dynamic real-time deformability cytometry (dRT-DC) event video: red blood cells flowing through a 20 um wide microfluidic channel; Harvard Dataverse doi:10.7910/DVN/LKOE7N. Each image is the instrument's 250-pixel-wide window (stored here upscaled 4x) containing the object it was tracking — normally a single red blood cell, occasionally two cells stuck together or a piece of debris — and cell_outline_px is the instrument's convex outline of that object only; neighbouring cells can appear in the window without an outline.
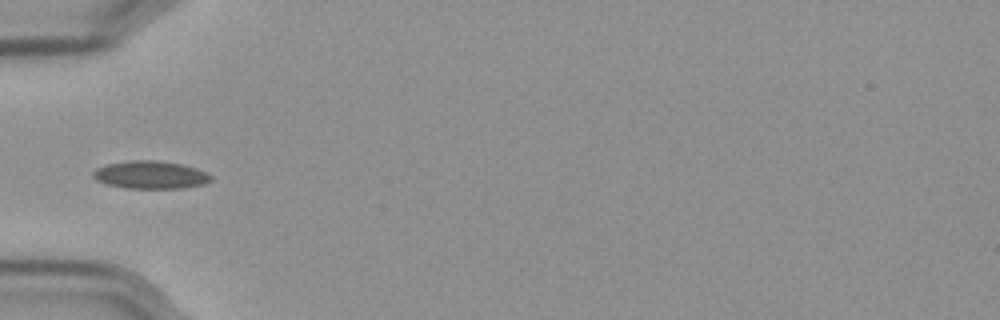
{"species": "Egyptian fruit bat (a non-hibernating species)", "species_latin": "Rousettus aegyptiacus", "temperature_condition": "cold", "stored_images_in_passage": 26, "camera_frame_rate_fps": 3000, "um_per_image_px": 0.085, "frame": {"image": 1, "passage_image": 1, "time_ms": 0.0, "image_size_px": [1000, 320], "cell_outline_px": [[212, 180], [204, 184], [180, 188], [128, 188], [108, 184], [96, 180], [92, 176], [92, 172], [96, 168], [104, 164], [128, 160], [160, 160], [180, 164], [196, 168], [212, 176]], "centroid_in_image_um": [12.75, 14.85], "position_along_channel_um": 72.2, "area_um2": 19.13}}
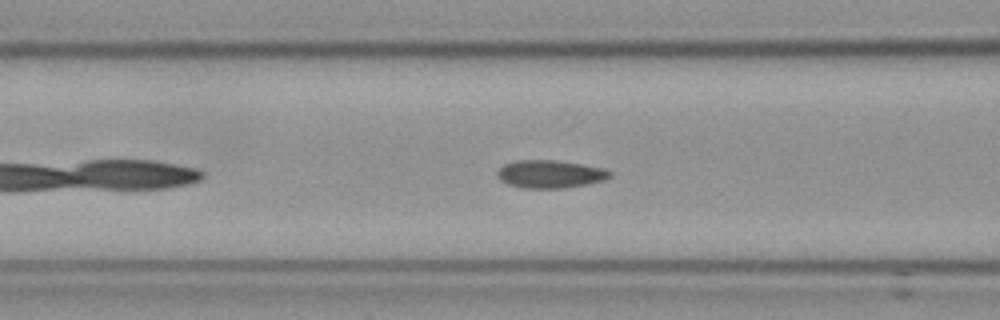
{"frame": {"image": 2, "passage_image": 5, "time_ms": 1.333, "image_size_px": [1000, 320], "cell_outline_px": [[612, 176], [604, 180], [588, 184], [560, 188], [524, 188], [508, 184], [500, 180], [496, 176], [496, 172], [504, 164], [516, 160], [556, 160], [604, 168], [612, 172]], "centroid_in_image_um": [46.75, 14.79], "position_along_channel_um": 119.8, "area_um2": 18.32}}